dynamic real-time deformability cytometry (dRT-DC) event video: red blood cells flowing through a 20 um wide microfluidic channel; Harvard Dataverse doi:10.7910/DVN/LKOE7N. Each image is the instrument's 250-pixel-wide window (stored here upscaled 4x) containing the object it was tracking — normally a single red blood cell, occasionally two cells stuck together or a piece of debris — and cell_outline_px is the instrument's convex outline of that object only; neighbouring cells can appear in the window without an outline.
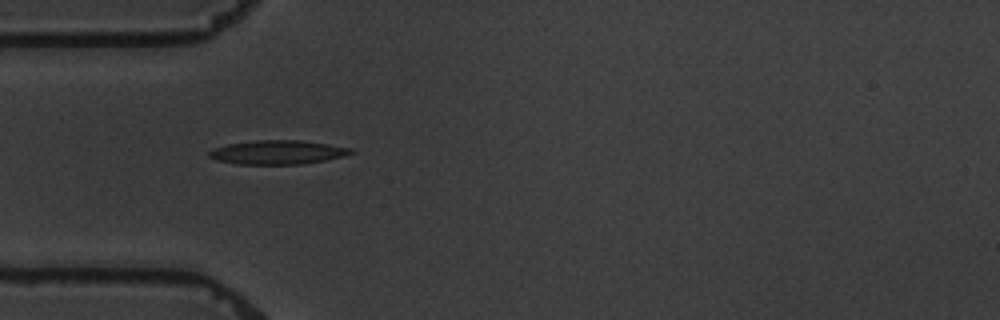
{"species": "common noctule bat (a hibernating species)", "species_latin": "Nyctalus noctula", "temperature_condition": "warm", "stored_images_in_passage": 2, "camera_frame_rate_fps": 3000, "um_per_image_px": 0.085, "animal": {"sex": "male", "body_mass_g": 19.5, "forearm_length_mm": 54.6}, "frame": {"image": 1, "passage_image": 1, "time_ms": 0.0, "image_size_px": [1000, 320], "cell_outline_px": [[356, 152], [344, 156], [304, 164], [236, 164], [216, 160], [208, 156], [208, 152], [216, 148], [228, 144], [256, 140], [300, 140], [328, 144], [352, 148]], "centroid_in_image_um": [23.62, 12.94], "position_along_channel_um": 61.4, "area_um2": 19.77}}